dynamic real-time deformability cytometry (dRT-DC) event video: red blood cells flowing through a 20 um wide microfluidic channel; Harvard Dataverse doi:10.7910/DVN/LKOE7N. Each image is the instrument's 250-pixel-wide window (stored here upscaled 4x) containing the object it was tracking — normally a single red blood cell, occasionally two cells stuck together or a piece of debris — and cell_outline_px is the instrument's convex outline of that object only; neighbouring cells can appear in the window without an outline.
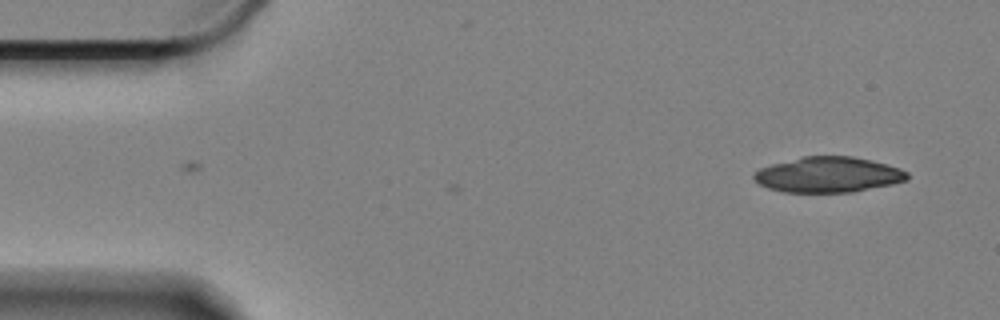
{"species": "Egyptian fruit bat (a non-hibernating species)", "species_latin": "Rousettus aegyptiacus", "temperature_condition": "cold", "stored_images_in_passage": 4, "camera_frame_rate_fps": 3000, "um_per_image_px": 0.085, "animal": {"sex": "female"}, "frame": {"image": 1, "passage_image": 1, "time_ms": 0.0, "image_size_px": [1000, 320], "cell_outline_px": [[908, 180], [892, 184], [852, 192], [784, 192], [768, 188], [760, 184], [752, 176], [760, 168], [772, 164], [804, 156], [852, 156], [900, 168], [908, 172]], "centroid_in_image_um": [70.4, 14.85], "position_along_channel_um": 14.6, "area_um2": 31.39}}